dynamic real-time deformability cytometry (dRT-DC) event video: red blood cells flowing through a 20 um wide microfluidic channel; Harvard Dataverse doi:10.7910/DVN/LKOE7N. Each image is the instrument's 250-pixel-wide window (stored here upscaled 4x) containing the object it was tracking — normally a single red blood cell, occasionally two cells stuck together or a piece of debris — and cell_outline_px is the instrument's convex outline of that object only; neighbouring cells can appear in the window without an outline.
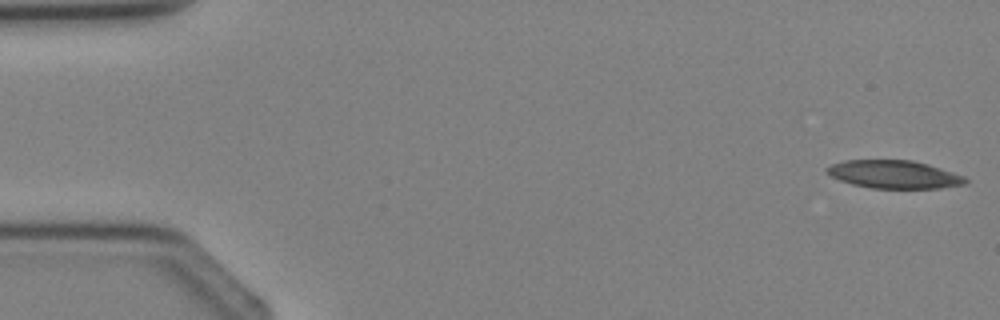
{"species": "Egyptian fruit bat (a non-hibernating species)", "species_latin": "Rousettus aegyptiacus", "temperature_condition": "cold", "stored_images_in_passage": 4, "camera_frame_rate_fps": 3000, "um_per_image_px": 0.085, "animal": {"sex": "female"}, "frame": {"image": 1, "passage_image": 1, "time_ms": 0.0, "image_size_px": [1000, 320], "cell_outline_px": [[968, 184], [940, 188], [872, 188], [852, 184], [840, 180], [832, 176], [824, 168], [832, 164], [844, 160], [912, 160], [928, 164], [964, 176], [968, 180]], "centroid_in_image_um": [76.02, 14.82], "position_along_channel_um": 9.0, "area_um2": 22.54}}
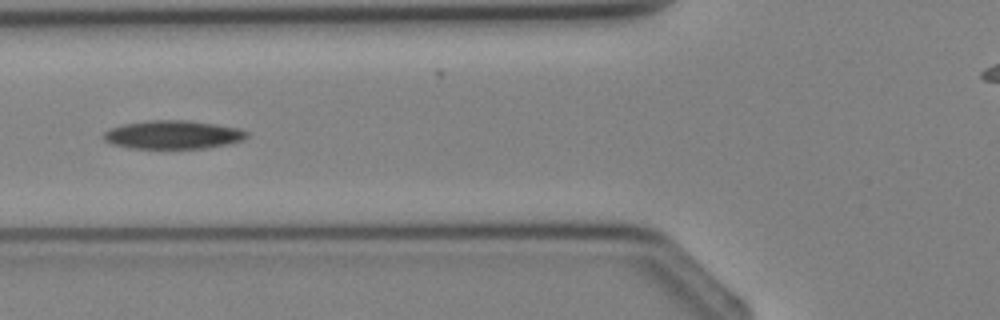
{"frame": {"image": 2, "passage_image": 4, "time_ms": 4.333, "image_size_px": [1000, 320], "cell_outline_px": [[248, 136], [240, 140], [228, 144], [204, 148], [132, 148], [112, 144], [104, 140], [100, 136], [104, 132], [120, 124], [148, 120], [188, 120], [216, 124], [240, 128], [248, 132]], "centroid_in_image_um": [14.67, 11.44], "position_along_channel_um": 111.1, "area_um2": 23.81}}